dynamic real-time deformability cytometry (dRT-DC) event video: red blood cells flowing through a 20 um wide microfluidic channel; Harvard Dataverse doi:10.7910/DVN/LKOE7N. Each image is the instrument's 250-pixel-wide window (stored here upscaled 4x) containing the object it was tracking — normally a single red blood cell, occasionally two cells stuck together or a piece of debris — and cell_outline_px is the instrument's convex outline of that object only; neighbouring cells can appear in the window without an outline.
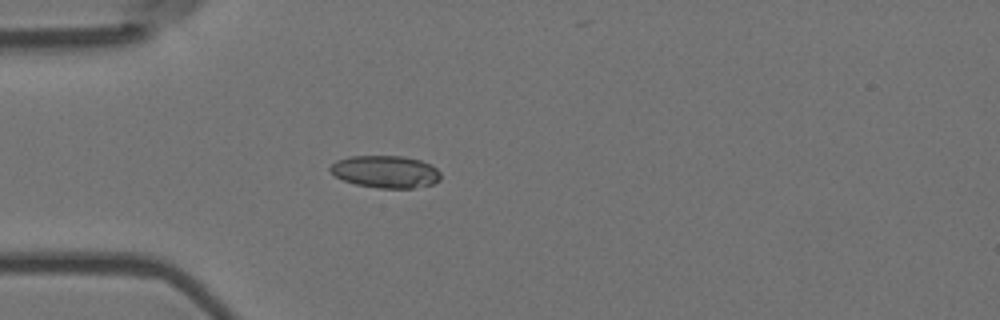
{"species": "Egyptian fruit bat (a non-hibernating species)", "species_latin": "Rousettus aegyptiacus", "temperature_condition": "room temperature", "stored_images_in_passage": 4, "camera_frame_rate_fps": 3000, "um_per_image_px": 0.085, "animal": {"sex": "female"}, "frame": {"image": 1, "passage_image": 4, "time_ms": 1.0, "image_size_px": [1000, 320], "cell_outline_px": [[440, 180], [432, 184], [412, 188], [380, 188], [356, 184], [344, 180], [336, 176], [328, 168], [336, 160], [348, 156], [404, 156], [420, 160], [432, 164], [440, 172]], "centroid_in_image_um": [32.78, 14.58], "position_along_channel_um": 52.2, "area_um2": 20.81}}